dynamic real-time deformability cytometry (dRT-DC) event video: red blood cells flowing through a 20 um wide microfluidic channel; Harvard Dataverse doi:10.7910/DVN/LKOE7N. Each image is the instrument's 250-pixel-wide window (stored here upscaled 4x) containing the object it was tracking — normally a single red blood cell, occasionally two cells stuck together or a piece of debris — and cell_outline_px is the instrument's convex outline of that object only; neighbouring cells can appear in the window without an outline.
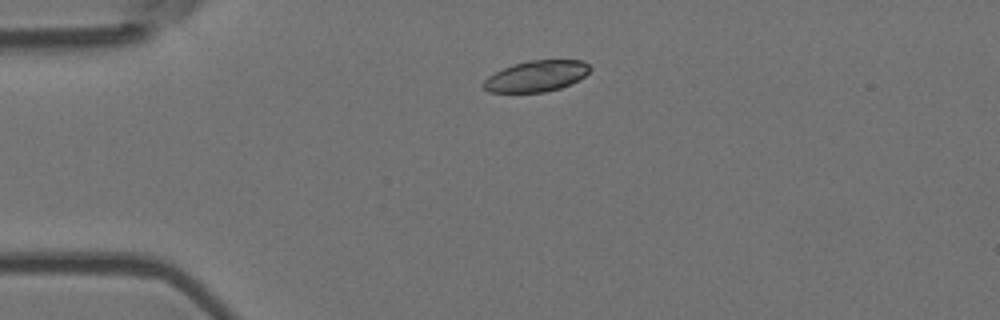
{"species": "Egyptian fruit bat (a non-hibernating species)", "species_latin": "Rousettus aegyptiacus", "temperature_condition": "room temperature", "stored_images_in_passage": 3, "camera_frame_rate_fps": 3000, "um_per_image_px": 0.085, "animal": {"sex": "female"}, "frame": {"image": 1, "passage_image": 2, "time_ms": 0.333, "image_size_px": [1000, 320], "cell_outline_px": [[592, 68], [580, 80], [560, 88], [544, 92], [488, 92], [480, 84], [488, 76], [504, 68], [528, 60], [584, 60]], "centroid_in_image_um": [45.6, 6.47], "position_along_channel_um": 39.4, "area_um2": 19.25}}